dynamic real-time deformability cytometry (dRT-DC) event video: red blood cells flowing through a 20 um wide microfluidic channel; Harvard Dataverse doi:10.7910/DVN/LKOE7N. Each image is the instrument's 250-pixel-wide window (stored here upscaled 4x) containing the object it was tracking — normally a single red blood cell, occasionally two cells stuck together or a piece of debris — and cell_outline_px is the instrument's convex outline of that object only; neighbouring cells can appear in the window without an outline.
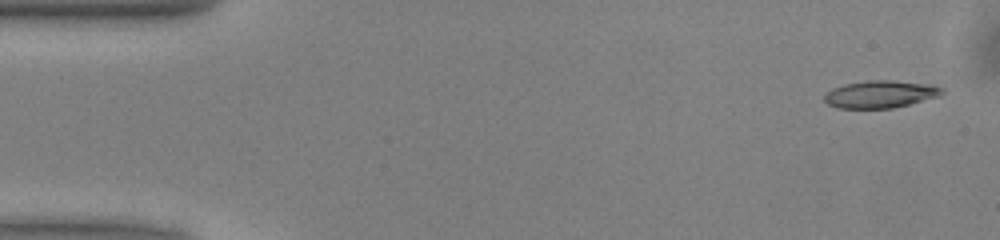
{"species": "common noctule bat (a hibernating species)", "species_latin": "Nyctalus noctula", "temperature_condition": "warm", "stored_images_in_passage": 50, "camera_frame_rate_fps": 3000, "um_per_image_px": 0.085, "animal": {"sex": "male", "body_mass_g": 13.0, "forearm_length_mm": 53.1}, "frame": {"image": 1, "passage_image": 2, "time_ms": 0.333, "image_size_px": [1000, 240], "cell_outline_px": [[944, 92], [940, 96], [892, 108], [836, 108], [828, 104], [824, 100], [824, 92], [832, 88], [844, 84], [868, 80], [892, 80], [932, 84], [944, 88]], "centroid_in_image_um": [74.82, 8.0], "position_along_channel_um": 10.2, "area_um2": 18.96}}
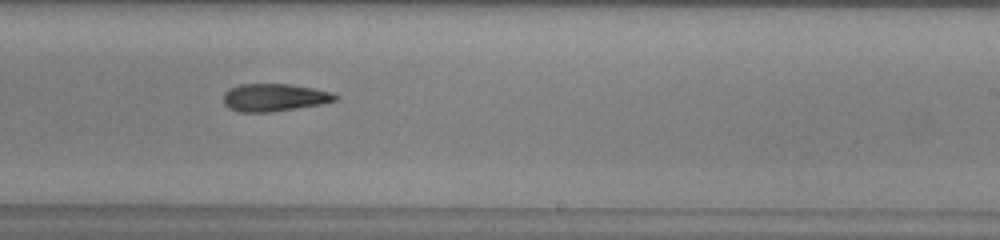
{"frame": {"image": 2, "passage_image": 30, "time_ms": 9.667, "image_size_px": [1000, 240], "cell_outline_px": [[340, 96], [336, 100], [320, 104], [272, 112], [240, 112], [228, 108], [224, 104], [224, 92], [228, 88], [240, 84], [288, 84], [312, 88], [332, 92]], "centroid_in_image_um": [23.29, 8.28], "position_along_channel_um": 265.7, "area_um2": 18.03}}
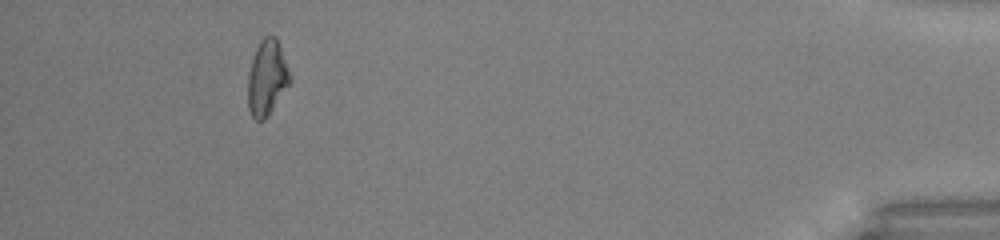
{"frame": {"image": 3, "passage_image": 46, "time_ms": 15.0, "image_size_px": [1000, 240], "cell_outline_px": [[292, 80], [264, 120], [256, 120], [252, 116], [248, 108], [248, 76], [252, 60], [256, 48], [260, 40], [264, 36], [276, 36], [292, 76]], "centroid_in_image_um": [22.7, 6.59], "position_along_channel_um": 412.5, "area_um2": 18.32}, "authors_computed_cell_mechanics": {"area_um2": 18.8428, "velocity_mm_per_s": 4.0618, "shape_relaxation_time_tau1_ms": 5.3368, "shape_relaxation_time_tau2_ms": null, "deformation_change_tau1": 0.159, "deformation_change_tau2": null}}